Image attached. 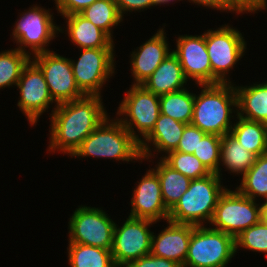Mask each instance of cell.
Returning a JSON list of instances; mask_svg holds the SVG:
<instances>
[{"label": "cell", "instance_id": "cell-1", "mask_svg": "<svg viewBox=\"0 0 267 267\" xmlns=\"http://www.w3.org/2000/svg\"><path fill=\"white\" fill-rule=\"evenodd\" d=\"M101 97L85 95L53 107L48 151L74 154L82 141L108 117Z\"/></svg>", "mask_w": 267, "mask_h": 267}, {"label": "cell", "instance_id": "cell-2", "mask_svg": "<svg viewBox=\"0 0 267 267\" xmlns=\"http://www.w3.org/2000/svg\"><path fill=\"white\" fill-rule=\"evenodd\" d=\"M232 84L200 85L202 90L195 94L191 124L207 134L223 137L230 133L234 125L232 113H237L235 84Z\"/></svg>", "mask_w": 267, "mask_h": 267}, {"label": "cell", "instance_id": "cell-3", "mask_svg": "<svg viewBox=\"0 0 267 267\" xmlns=\"http://www.w3.org/2000/svg\"><path fill=\"white\" fill-rule=\"evenodd\" d=\"M109 116L83 141L71 157H95L142 162L139 142L117 119Z\"/></svg>", "mask_w": 267, "mask_h": 267}, {"label": "cell", "instance_id": "cell-4", "mask_svg": "<svg viewBox=\"0 0 267 267\" xmlns=\"http://www.w3.org/2000/svg\"><path fill=\"white\" fill-rule=\"evenodd\" d=\"M221 180L215 173L191 180L188 190L169 211L168 220L195 226L210 224L218 199L226 190Z\"/></svg>", "mask_w": 267, "mask_h": 267}, {"label": "cell", "instance_id": "cell-5", "mask_svg": "<svg viewBox=\"0 0 267 267\" xmlns=\"http://www.w3.org/2000/svg\"><path fill=\"white\" fill-rule=\"evenodd\" d=\"M235 254L234 237L206 225H194L183 267H226Z\"/></svg>", "mask_w": 267, "mask_h": 267}, {"label": "cell", "instance_id": "cell-6", "mask_svg": "<svg viewBox=\"0 0 267 267\" xmlns=\"http://www.w3.org/2000/svg\"><path fill=\"white\" fill-rule=\"evenodd\" d=\"M205 41L210 57L212 85L231 83L227 75L247 49L243 35L239 30L225 24L217 30L205 31Z\"/></svg>", "mask_w": 267, "mask_h": 267}, {"label": "cell", "instance_id": "cell-7", "mask_svg": "<svg viewBox=\"0 0 267 267\" xmlns=\"http://www.w3.org/2000/svg\"><path fill=\"white\" fill-rule=\"evenodd\" d=\"M19 16L12 31L13 40L18 45V50L30 56L49 52L50 50L46 48L48 44L57 37L56 34L64 33V29L54 23V16L49 8L47 10L36 4ZM25 48H29L31 52Z\"/></svg>", "mask_w": 267, "mask_h": 267}, {"label": "cell", "instance_id": "cell-8", "mask_svg": "<svg viewBox=\"0 0 267 267\" xmlns=\"http://www.w3.org/2000/svg\"><path fill=\"white\" fill-rule=\"evenodd\" d=\"M261 220V203L242 195L237 189L226 190L220 195L213 218L212 229L236 238Z\"/></svg>", "mask_w": 267, "mask_h": 267}, {"label": "cell", "instance_id": "cell-9", "mask_svg": "<svg viewBox=\"0 0 267 267\" xmlns=\"http://www.w3.org/2000/svg\"><path fill=\"white\" fill-rule=\"evenodd\" d=\"M116 114V118L140 143L152 131L158 120L160 115L159 96L146 90L142 85H131L119 104ZM118 115L122 118H119ZM139 135L141 136L139 137Z\"/></svg>", "mask_w": 267, "mask_h": 267}, {"label": "cell", "instance_id": "cell-10", "mask_svg": "<svg viewBox=\"0 0 267 267\" xmlns=\"http://www.w3.org/2000/svg\"><path fill=\"white\" fill-rule=\"evenodd\" d=\"M68 222V243L111 250L115 223L101 208L78 206Z\"/></svg>", "mask_w": 267, "mask_h": 267}, {"label": "cell", "instance_id": "cell-11", "mask_svg": "<svg viewBox=\"0 0 267 267\" xmlns=\"http://www.w3.org/2000/svg\"><path fill=\"white\" fill-rule=\"evenodd\" d=\"M79 59L71 61L75 82L85 95H99L106 81L115 74L114 49H80ZM108 79V80H107Z\"/></svg>", "mask_w": 267, "mask_h": 267}, {"label": "cell", "instance_id": "cell-12", "mask_svg": "<svg viewBox=\"0 0 267 267\" xmlns=\"http://www.w3.org/2000/svg\"><path fill=\"white\" fill-rule=\"evenodd\" d=\"M155 223L130 216L120 227L115 223L111 253L117 267H126L150 253L153 232L149 228Z\"/></svg>", "mask_w": 267, "mask_h": 267}, {"label": "cell", "instance_id": "cell-13", "mask_svg": "<svg viewBox=\"0 0 267 267\" xmlns=\"http://www.w3.org/2000/svg\"><path fill=\"white\" fill-rule=\"evenodd\" d=\"M31 60L43 72L50 95L57 104L85 96L75 82L70 58L49 51L36 54Z\"/></svg>", "mask_w": 267, "mask_h": 267}, {"label": "cell", "instance_id": "cell-14", "mask_svg": "<svg viewBox=\"0 0 267 267\" xmlns=\"http://www.w3.org/2000/svg\"><path fill=\"white\" fill-rule=\"evenodd\" d=\"M17 87L20 90L17 106L28 119L30 126L36 125L50 104L55 103L54 107L58 105L50 95L43 72L31 60L23 68Z\"/></svg>", "mask_w": 267, "mask_h": 267}, {"label": "cell", "instance_id": "cell-15", "mask_svg": "<svg viewBox=\"0 0 267 267\" xmlns=\"http://www.w3.org/2000/svg\"><path fill=\"white\" fill-rule=\"evenodd\" d=\"M172 52L178 57L187 80H195L197 86L212 85V70L205 32L194 36L179 35L176 39V49Z\"/></svg>", "mask_w": 267, "mask_h": 267}, {"label": "cell", "instance_id": "cell-16", "mask_svg": "<svg viewBox=\"0 0 267 267\" xmlns=\"http://www.w3.org/2000/svg\"><path fill=\"white\" fill-rule=\"evenodd\" d=\"M133 190L130 217L159 222L168 220L169 210L163 199L157 173L151 168L141 178Z\"/></svg>", "mask_w": 267, "mask_h": 267}, {"label": "cell", "instance_id": "cell-17", "mask_svg": "<svg viewBox=\"0 0 267 267\" xmlns=\"http://www.w3.org/2000/svg\"><path fill=\"white\" fill-rule=\"evenodd\" d=\"M164 31V28H160L148 41L132 51L130 55L131 74L134 79L132 85L143 84L163 60L172 53Z\"/></svg>", "mask_w": 267, "mask_h": 267}, {"label": "cell", "instance_id": "cell-18", "mask_svg": "<svg viewBox=\"0 0 267 267\" xmlns=\"http://www.w3.org/2000/svg\"><path fill=\"white\" fill-rule=\"evenodd\" d=\"M167 222V227L158 233V236L152 233L150 253L175 261L183 267L194 225L174 223L169 220Z\"/></svg>", "mask_w": 267, "mask_h": 267}, {"label": "cell", "instance_id": "cell-19", "mask_svg": "<svg viewBox=\"0 0 267 267\" xmlns=\"http://www.w3.org/2000/svg\"><path fill=\"white\" fill-rule=\"evenodd\" d=\"M185 125L169 116L160 114L152 131L139 143L142 161L156 156L153 153L162 154L173 151L177 148L181 136L184 132ZM151 144V145H149ZM152 151H151V147Z\"/></svg>", "mask_w": 267, "mask_h": 267}, {"label": "cell", "instance_id": "cell-20", "mask_svg": "<svg viewBox=\"0 0 267 267\" xmlns=\"http://www.w3.org/2000/svg\"><path fill=\"white\" fill-rule=\"evenodd\" d=\"M67 27L65 34L73 45L80 49H114V41L103 30L96 27L92 22L80 13L63 16Z\"/></svg>", "mask_w": 267, "mask_h": 267}, {"label": "cell", "instance_id": "cell-21", "mask_svg": "<svg viewBox=\"0 0 267 267\" xmlns=\"http://www.w3.org/2000/svg\"><path fill=\"white\" fill-rule=\"evenodd\" d=\"M187 81L178 57L172 52L141 85L161 96L185 89Z\"/></svg>", "mask_w": 267, "mask_h": 267}, {"label": "cell", "instance_id": "cell-22", "mask_svg": "<svg viewBox=\"0 0 267 267\" xmlns=\"http://www.w3.org/2000/svg\"><path fill=\"white\" fill-rule=\"evenodd\" d=\"M234 88L237 96L236 116L262 122L267 117V81Z\"/></svg>", "mask_w": 267, "mask_h": 267}, {"label": "cell", "instance_id": "cell-23", "mask_svg": "<svg viewBox=\"0 0 267 267\" xmlns=\"http://www.w3.org/2000/svg\"><path fill=\"white\" fill-rule=\"evenodd\" d=\"M256 155L250 151H246L230 133L225 134L221 138V154L218 176L221 178L220 165L233 174H241L243 176L254 164Z\"/></svg>", "mask_w": 267, "mask_h": 267}, {"label": "cell", "instance_id": "cell-24", "mask_svg": "<svg viewBox=\"0 0 267 267\" xmlns=\"http://www.w3.org/2000/svg\"><path fill=\"white\" fill-rule=\"evenodd\" d=\"M158 164L152 168L158 175L162 191V199L166 208L170 211L180 197L188 190L191 179L172 169L161 158Z\"/></svg>", "mask_w": 267, "mask_h": 267}, {"label": "cell", "instance_id": "cell-25", "mask_svg": "<svg viewBox=\"0 0 267 267\" xmlns=\"http://www.w3.org/2000/svg\"><path fill=\"white\" fill-rule=\"evenodd\" d=\"M231 128L230 134L241 144L246 151L257 157L267 153V133L262 122L251 121L239 116Z\"/></svg>", "mask_w": 267, "mask_h": 267}, {"label": "cell", "instance_id": "cell-26", "mask_svg": "<svg viewBox=\"0 0 267 267\" xmlns=\"http://www.w3.org/2000/svg\"><path fill=\"white\" fill-rule=\"evenodd\" d=\"M68 264L71 267H117L111 250L85 244L69 243Z\"/></svg>", "mask_w": 267, "mask_h": 267}, {"label": "cell", "instance_id": "cell-27", "mask_svg": "<svg viewBox=\"0 0 267 267\" xmlns=\"http://www.w3.org/2000/svg\"><path fill=\"white\" fill-rule=\"evenodd\" d=\"M187 88L159 96L160 114L169 116L184 124H190L193 117L195 94Z\"/></svg>", "mask_w": 267, "mask_h": 267}, {"label": "cell", "instance_id": "cell-28", "mask_svg": "<svg viewBox=\"0 0 267 267\" xmlns=\"http://www.w3.org/2000/svg\"><path fill=\"white\" fill-rule=\"evenodd\" d=\"M242 195L257 200L263 197L267 200V153L256 157L254 164L242 176L240 185L236 188Z\"/></svg>", "mask_w": 267, "mask_h": 267}, {"label": "cell", "instance_id": "cell-29", "mask_svg": "<svg viewBox=\"0 0 267 267\" xmlns=\"http://www.w3.org/2000/svg\"><path fill=\"white\" fill-rule=\"evenodd\" d=\"M80 14L103 30L111 39L113 27L123 21L115 0H96L85 8Z\"/></svg>", "mask_w": 267, "mask_h": 267}, {"label": "cell", "instance_id": "cell-30", "mask_svg": "<svg viewBox=\"0 0 267 267\" xmlns=\"http://www.w3.org/2000/svg\"><path fill=\"white\" fill-rule=\"evenodd\" d=\"M31 57L17 48L0 52V89L17 86L22 70Z\"/></svg>", "mask_w": 267, "mask_h": 267}, {"label": "cell", "instance_id": "cell-31", "mask_svg": "<svg viewBox=\"0 0 267 267\" xmlns=\"http://www.w3.org/2000/svg\"><path fill=\"white\" fill-rule=\"evenodd\" d=\"M172 169L180 172L186 177L198 179L210 174L202 162L191 153H182L179 151H170L160 157Z\"/></svg>", "mask_w": 267, "mask_h": 267}, {"label": "cell", "instance_id": "cell-32", "mask_svg": "<svg viewBox=\"0 0 267 267\" xmlns=\"http://www.w3.org/2000/svg\"><path fill=\"white\" fill-rule=\"evenodd\" d=\"M221 138L219 135L206 133L193 153L210 173H219Z\"/></svg>", "mask_w": 267, "mask_h": 267}, {"label": "cell", "instance_id": "cell-33", "mask_svg": "<svg viewBox=\"0 0 267 267\" xmlns=\"http://www.w3.org/2000/svg\"><path fill=\"white\" fill-rule=\"evenodd\" d=\"M236 252L245 248L253 252L267 253V225L260 220L235 238Z\"/></svg>", "mask_w": 267, "mask_h": 267}, {"label": "cell", "instance_id": "cell-34", "mask_svg": "<svg viewBox=\"0 0 267 267\" xmlns=\"http://www.w3.org/2000/svg\"><path fill=\"white\" fill-rule=\"evenodd\" d=\"M205 134V132L192 125L191 123L186 124L184 132L175 151L193 154L194 150H197L199 140H201Z\"/></svg>", "mask_w": 267, "mask_h": 267}, {"label": "cell", "instance_id": "cell-35", "mask_svg": "<svg viewBox=\"0 0 267 267\" xmlns=\"http://www.w3.org/2000/svg\"><path fill=\"white\" fill-rule=\"evenodd\" d=\"M226 4L238 15L267 9V0H226Z\"/></svg>", "mask_w": 267, "mask_h": 267}, {"label": "cell", "instance_id": "cell-36", "mask_svg": "<svg viewBox=\"0 0 267 267\" xmlns=\"http://www.w3.org/2000/svg\"><path fill=\"white\" fill-rule=\"evenodd\" d=\"M56 10L62 16L80 13L96 0H54Z\"/></svg>", "mask_w": 267, "mask_h": 267}, {"label": "cell", "instance_id": "cell-37", "mask_svg": "<svg viewBox=\"0 0 267 267\" xmlns=\"http://www.w3.org/2000/svg\"><path fill=\"white\" fill-rule=\"evenodd\" d=\"M126 267H182L175 261L157 257L149 253L146 256H142L139 259L132 261Z\"/></svg>", "mask_w": 267, "mask_h": 267}, {"label": "cell", "instance_id": "cell-38", "mask_svg": "<svg viewBox=\"0 0 267 267\" xmlns=\"http://www.w3.org/2000/svg\"><path fill=\"white\" fill-rule=\"evenodd\" d=\"M119 12L123 17L127 12L143 11L144 9L151 8V6H158L156 0H115Z\"/></svg>", "mask_w": 267, "mask_h": 267}, {"label": "cell", "instance_id": "cell-39", "mask_svg": "<svg viewBox=\"0 0 267 267\" xmlns=\"http://www.w3.org/2000/svg\"><path fill=\"white\" fill-rule=\"evenodd\" d=\"M189 2L191 3H195L199 6H203V7H208V8H212L214 10H220L221 12L223 11H230V12H234L227 4H226V0H189Z\"/></svg>", "mask_w": 267, "mask_h": 267}, {"label": "cell", "instance_id": "cell-40", "mask_svg": "<svg viewBox=\"0 0 267 267\" xmlns=\"http://www.w3.org/2000/svg\"><path fill=\"white\" fill-rule=\"evenodd\" d=\"M261 220L267 225V200L261 203Z\"/></svg>", "mask_w": 267, "mask_h": 267}, {"label": "cell", "instance_id": "cell-41", "mask_svg": "<svg viewBox=\"0 0 267 267\" xmlns=\"http://www.w3.org/2000/svg\"><path fill=\"white\" fill-rule=\"evenodd\" d=\"M158 5H162V4H167L176 0H156ZM177 1H181V0H177Z\"/></svg>", "mask_w": 267, "mask_h": 267}, {"label": "cell", "instance_id": "cell-42", "mask_svg": "<svg viewBox=\"0 0 267 267\" xmlns=\"http://www.w3.org/2000/svg\"><path fill=\"white\" fill-rule=\"evenodd\" d=\"M262 125L265 128L266 133H267V117L262 121Z\"/></svg>", "mask_w": 267, "mask_h": 267}]
</instances>
